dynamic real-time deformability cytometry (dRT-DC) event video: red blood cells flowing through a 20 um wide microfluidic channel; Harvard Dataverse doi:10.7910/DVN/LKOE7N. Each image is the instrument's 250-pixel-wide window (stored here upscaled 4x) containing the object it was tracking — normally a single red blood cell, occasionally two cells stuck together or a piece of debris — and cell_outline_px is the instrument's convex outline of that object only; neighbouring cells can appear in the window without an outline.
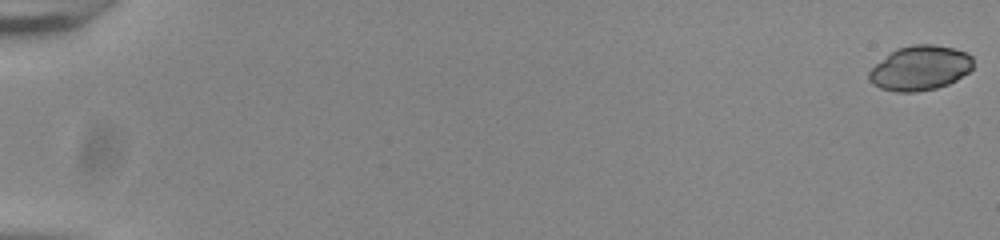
{"species": "common noctule bat (a hibernating species)", "species_latin": "Nyctalus noctula", "temperature_condition": "room temperature", "stored_images_in_passage": 56, "camera_frame_rate_fps": 3000, "um_per_image_px": 0.085, "animal": {"sex": "male", "body_mass_g": 20.0, "forearm_length_mm": 53.3}, "frame": {"image": 1, "passage_image": 1, "time_ms": 0.0, "image_size_px": [1000, 240], "cell_outline_px": [[972, 68], [968, 72], [956, 80], [948, 84], [936, 88], [916, 92], [896, 92], [880, 88], [872, 84], [868, 80], [868, 72], [876, 64], [896, 48], [912, 44], [932, 44], [952, 48], [968, 52], [972, 56]], "centroid_in_image_um": [78.19, 5.78], "position_along_channel_um": 6.8, "area_um2": 27.17}}
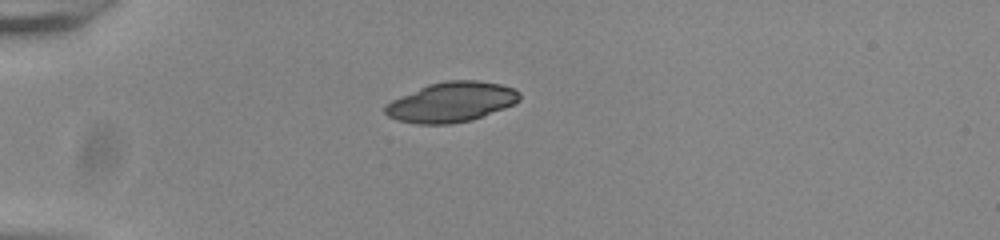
{"frame": {"image": 2, "passage_image": 17, "time_ms": 5.333, "image_size_px": [1000, 240], "cell_outline_px": [[520, 100], [516, 104], [472, 120], [448, 124], [416, 124], [400, 120], [388, 116], [384, 112], [384, 108], [392, 100], [428, 84], [448, 80], [476, 80], [500, 84], [516, 88], [520, 92]], "centroid_in_image_um": [38.42, 8.67], "position_along_channel_um": 46.6, "area_um2": 31.27}}